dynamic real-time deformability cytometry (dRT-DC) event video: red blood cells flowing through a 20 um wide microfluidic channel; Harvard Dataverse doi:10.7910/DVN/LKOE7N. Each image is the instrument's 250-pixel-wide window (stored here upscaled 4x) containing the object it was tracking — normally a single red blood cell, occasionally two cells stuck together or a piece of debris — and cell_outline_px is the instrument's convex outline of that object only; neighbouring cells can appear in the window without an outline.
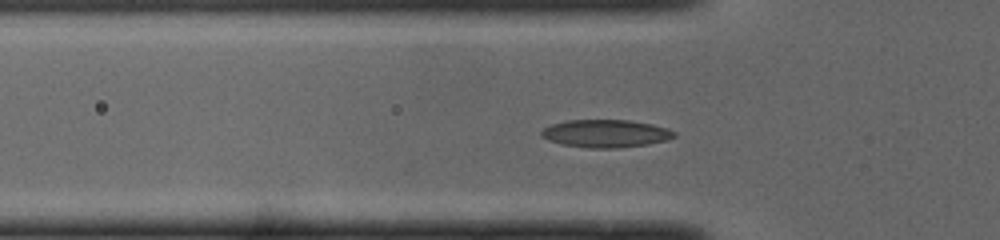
{"species": "common noctule bat (a hibernating species)", "species_latin": "Nyctalus noctula", "temperature_condition": "cold", "stored_images_in_passage": 41, "camera_frame_rate_fps": 3000, "um_per_image_px": 0.085, "animal": {"sex": "male", "body_mass_g": 19.0, "forearm_length_mm": 50.8}, "frame": {"image": 1, "passage_image": 6, "time_ms": 1.667, "image_size_px": [1000, 240], "cell_outline_px": [[676, 136], [668, 140], [648, 144], [616, 148], [588, 148], [560, 144], [548, 140], [540, 136], [540, 132], [544, 128], [552, 124], [568, 120], [628, 120], [652, 124], [668, 128], [676, 132]], "centroid_in_image_um": [51.49, 11.35], "position_along_channel_um": 74.3, "area_um2": 21.62}}
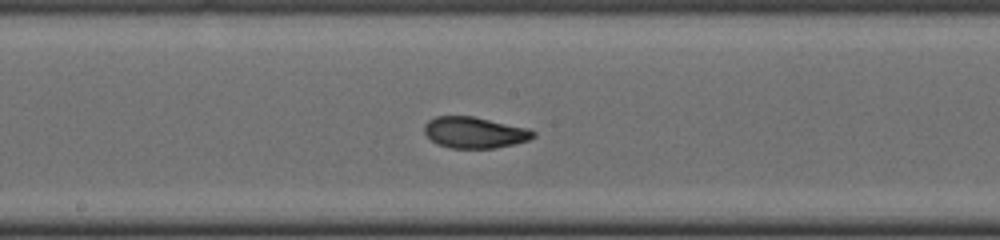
{"frame": {"image": 2, "passage_image": 16, "time_ms": 5.0, "image_size_px": [1000, 240], "cell_outline_px": [[536, 136], [528, 140], [496, 148], [452, 148], [436, 144], [424, 132], [424, 124], [428, 120], [436, 116], [472, 116], [528, 128], [536, 132]], "centroid_in_image_um": [40.33, 11.26], "position_along_channel_um": 207.9, "area_um2": 19.77}}
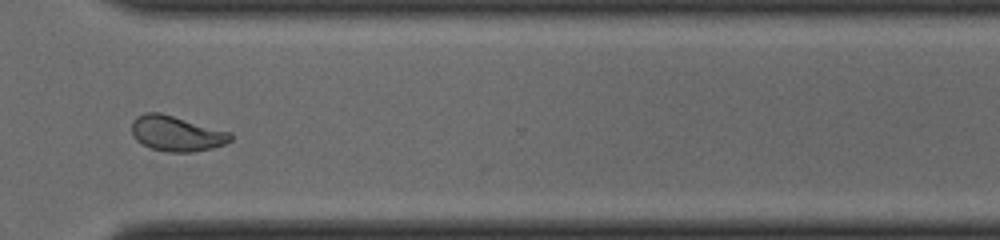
{"frame": {"image": 3, "passage_image": 27, "time_ms": 8.667, "image_size_px": [1000, 240], "cell_outline_px": [[232, 140], [224, 144], [212, 148], [192, 152], [168, 152], [152, 148], [136, 140], [132, 132], [132, 120], [136, 116], [144, 112], [160, 112], [232, 132]], "centroid_in_image_um": [15.01, 11.33], "position_along_channel_um": 355.6, "area_um2": 20.4}, "authors_computed_cell_mechanics": {"area_um2": 20.4034, "velocity_mm_per_s": 4.0042, "shape_relaxation_time_tau1_ms": 5.2559, "shape_relaxation_time_tau2_ms": 1.5969, "deformation_change_tau1": 0.1701, "deformation_change_tau2": 0.0674}}